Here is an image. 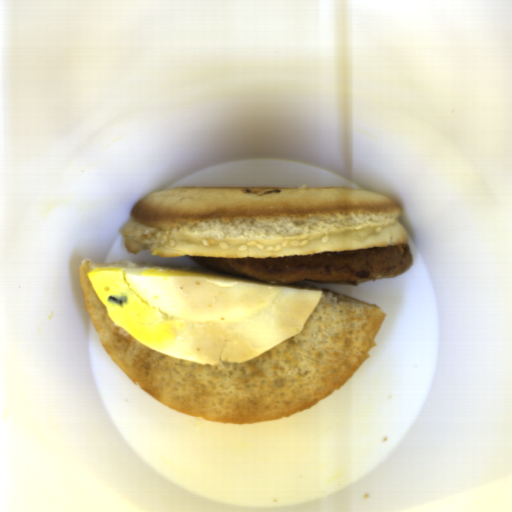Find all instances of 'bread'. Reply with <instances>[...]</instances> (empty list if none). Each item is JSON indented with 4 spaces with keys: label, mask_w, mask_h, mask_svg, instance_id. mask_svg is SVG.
I'll use <instances>...</instances> for the list:
<instances>
[{
    "label": "bread",
    "mask_w": 512,
    "mask_h": 512,
    "mask_svg": "<svg viewBox=\"0 0 512 512\" xmlns=\"http://www.w3.org/2000/svg\"><path fill=\"white\" fill-rule=\"evenodd\" d=\"M101 267L219 271L128 259H85L79 266L85 307L122 374L166 406L209 422L254 424L313 407L337 392L367 361L386 318L377 305L301 281L291 285L322 294L300 332L245 362L187 361L158 352L115 326L88 279L90 270Z\"/></svg>",
    "instance_id": "1"
},
{
    "label": "bread",
    "mask_w": 512,
    "mask_h": 512,
    "mask_svg": "<svg viewBox=\"0 0 512 512\" xmlns=\"http://www.w3.org/2000/svg\"><path fill=\"white\" fill-rule=\"evenodd\" d=\"M392 197L352 188L171 187L139 200L120 234L157 257H289L408 245Z\"/></svg>",
    "instance_id": "2"
}]
</instances>
